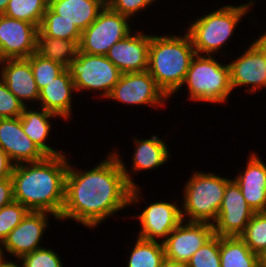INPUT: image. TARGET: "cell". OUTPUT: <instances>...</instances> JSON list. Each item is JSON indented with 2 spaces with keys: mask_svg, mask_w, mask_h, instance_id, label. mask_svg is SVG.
Segmentation results:
<instances>
[{
  "mask_svg": "<svg viewBox=\"0 0 266 267\" xmlns=\"http://www.w3.org/2000/svg\"><path fill=\"white\" fill-rule=\"evenodd\" d=\"M70 161L60 222L73 219L93 230L119 211L143 201L142 189L130 186L112 150L91 169H77Z\"/></svg>",
  "mask_w": 266,
  "mask_h": 267,
  "instance_id": "1",
  "label": "cell"
},
{
  "mask_svg": "<svg viewBox=\"0 0 266 267\" xmlns=\"http://www.w3.org/2000/svg\"><path fill=\"white\" fill-rule=\"evenodd\" d=\"M69 154L47 156L39 162L14 166L11 179L14 201L29 211H44L59 220L65 200Z\"/></svg>",
  "mask_w": 266,
  "mask_h": 267,
  "instance_id": "2",
  "label": "cell"
},
{
  "mask_svg": "<svg viewBox=\"0 0 266 267\" xmlns=\"http://www.w3.org/2000/svg\"><path fill=\"white\" fill-rule=\"evenodd\" d=\"M184 35H151L148 72L168 98L180 92L192 58L196 55L187 32ZM176 93V94H175Z\"/></svg>",
  "mask_w": 266,
  "mask_h": 267,
  "instance_id": "3",
  "label": "cell"
},
{
  "mask_svg": "<svg viewBox=\"0 0 266 267\" xmlns=\"http://www.w3.org/2000/svg\"><path fill=\"white\" fill-rule=\"evenodd\" d=\"M257 0H249L240 5H222L214 11H204L203 16H198L195 20L190 21L184 31L189 35L195 53L198 55L221 54L226 48L235 33V29L239 26L241 20L247 13H251L252 6H255ZM206 13V15H205ZM221 51V52H220Z\"/></svg>",
  "mask_w": 266,
  "mask_h": 267,
  "instance_id": "4",
  "label": "cell"
},
{
  "mask_svg": "<svg viewBox=\"0 0 266 267\" xmlns=\"http://www.w3.org/2000/svg\"><path fill=\"white\" fill-rule=\"evenodd\" d=\"M231 177L215 172L194 171L183 186L181 214L184 221L213 224Z\"/></svg>",
  "mask_w": 266,
  "mask_h": 267,
  "instance_id": "5",
  "label": "cell"
},
{
  "mask_svg": "<svg viewBox=\"0 0 266 267\" xmlns=\"http://www.w3.org/2000/svg\"><path fill=\"white\" fill-rule=\"evenodd\" d=\"M183 86L190 102L225 105L233 94L229 64L221 63L215 55L196 54L181 89Z\"/></svg>",
  "mask_w": 266,
  "mask_h": 267,
  "instance_id": "6",
  "label": "cell"
},
{
  "mask_svg": "<svg viewBox=\"0 0 266 267\" xmlns=\"http://www.w3.org/2000/svg\"><path fill=\"white\" fill-rule=\"evenodd\" d=\"M74 81L76 93L89 91L102 99H106L114 85L119 81L121 72L103 55H91L78 52L77 57L70 62L67 68Z\"/></svg>",
  "mask_w": 266,
  "mask_h": 267,
  "instance_id": "7",
  "label": "cell"
},
{
  "mask_svg": "<svg viewBox=\"0 0 266 267\" xmlns=\"http://www.w3.org/2000/svg\"><path fill=\"white\" fill-rule=\"evenodd\" d=\"M131 19L112 10L107 4L97 18L81 32L79 51L105 56L111 46L133 30Z\"/></svg>",
  "mask_w": 266,
  "mask_h": 267,
  "instance_id": "8",
  "label": "cell"
},
{
  "mask_svg": "<svg viewBox=\"0 0 266 267\" xmlns=\"http://www.w3.org/2000/svg\"><path fill=\"white\" fill-rule=\"evenodd\" d=\"M106 99L126 106L143 105L160 110L169 100L148 71L121 74Z\"/></svg>",
  "mask_w": 266,
  "mask_h": 267,
  "instance_id": "9",
  "label": "cell"
},
{
  "mask_svg": "<svg viewBox=\"0 0 266 267\" xmlns=\"http://www.w3.org/2000/svg\"><path fill=\"white\" fill-rule=\"evenodd\" d=\"M246 47V51L228 62L230 83L233 92L238 87H245V92L255 94L266 89V53L255 41Z\"/></svg>",
  "mask_w": 266,
  "mask_h": 267,
  "instance_id": "10",
  "label": "cell"
},
{
  "mask_svg": "<svg viewBox=\"0 0 266 267\" xmlns=\"http://www.w3.org/2000/svg\"><path fill=\"white\" fill-rule=\"evenodd\" d=\"M162 201L145 205L144 209L136 214L140 224L137 233L139 238L163 242L168 235L183 221L180 203ZM160 239V240H159Z\"/></svg>",
  "mask_w": 266,
  "mask_h": 267,
  "instance_id": "11",
  "label": "cell"
},
{
  "mask_svg": "<svg viewBox=\"0 0 266 267\" xmlns=\"http://www.w3.org/2000/svg\"><path fill=\"white\" fill-rule=\"evenodd\" d=\"M49 215L58 221L56 216L44 211H29L19 225H17L5 238L2 245L10 255L11 260L20 259L23 255L44 247V232L49 228Z\"/></svg>",
  "mask_w": 266,
  "mask_h": 267,
  "instance_id": "12",
  "label": "cell"
},
{
  "mask_svg": "<svg viewBox=\"0 0 266 267\" xmlns=\"http://www.w3.org/2000/svg\"><path fill=\"white\" fill-rule=\"evenodd\" d=\"M213 236V224L183 220L162 242L165 258L186 264Z\"/></svg>",
  "mask_w": 266,
  "mask_h": 267,
  "instance_id": "13",
  "label": "cell"
},
{
  "mask_svg": "<svg viewBox=\"0 0 266 267\" xmlns=\"http://www.w3.org/2000/svg\"><path fill=\"white\" fill-rule=\"evenodd\" d=\"M38 27L0 14V61L26 59L36 52Z\"/></svg>",
  "mask_w": 266,
  "mask_h": 267,
  "instance_id": "14",
  "label": "cell"
},
{
  "mask_svg": "<svg viewBox=\"0 0 266 267\" xmlns=\"http://www.w3.org/2000/svg\"><path fill=\"white\" fill-rule=\"evenodd\" d=\"M165 141L164 138L161 139L155 134H152L151 138L149 137L146 139H138V137H134V152L132 153L131 158V170L127 169L128 165L126 166L124 163V158L121 157L120 151L118 152L119 149L116 148L115 150V148H113L114 150L112 152L119 160L126 180L132 188L139 186L137 185V182L134 181L135 179L132 178L133 175L136 176L138 175V172H144L145 170L150 172V170L158 169L169 162L168 160L171 159V155Z\"/></svg>",
  "mask_w": 266,
  "mask_h": 267,
  "instance_id": "15",
  "label": "cell"
},
{
  "mask_svg": "<svg viewBox=\"0 0 266 267\" xmlns=\"http://www.w3.org/2000/svg\"><path fill=\"white\" fill-rule=\"evenodd\" d=\"M254 214L240 187L232 179L226 186L217 219L213 223L214 235L240 236Z\"/></svg>",
  "mask_w": 266,
  "mask_h": 267,
  "instance_id": "16",
  "label": "cell"
},
{
  "mask_svg": "<svg viewBox=\"0 0 266 267\" xmlns=\"http://www.w3.org/2000/svg\"><path fill=\"white\" fill-rule=\"evenodd\" d=\"M133 29L125 38L113 44L105 55L123 73L148 70L151 35Z\"/></svg>",
  "mask_w": 266,
  "mask_h": 267,
  "instance_id": "17",
  "label": "cell"
},
{
  "mask_svg": "<svg viewBox=\"0 0 266 267\" xmlns=\"http://www.w3.org/2000/svg\"><path fill=\"white\" fill-rule=\"evenodd\" d=\"M0 147L15 165L39 162L47 157L25 134L20 117L0 119Z\"/></svg>",
  "mask_w": 266,
  "mask_h": 267,
  "instance_id": "18",
  "label": "cell"
},
{
  "mask_svg": "<svg viewBox=\"0 0 266 267\" xmlns=\"http://www.w3.org/2000/svg\"><path fill=\"white\" fill-rule=\"evenodd\" d=\"M249 155L244 171L239 169L233 180L254 212H266V163L257 152Z\"/></svg>",
  "mask_w": 266,
  "mask_h": 267,
  "instance_id": "19",
  "label": "cell"
},
{
  "mask_svg": "<svg viewBox=\"0 0 266 267\" xmlns=\"http://www.w3.org/2000/svg\"><path fill=\"white\" fill-rule=\"evenodd\" d=\"M0 79L24 107L32 105L31 103L33 102L37 106L40 90L37 87L30 62L27 59L0 61Z\"/></svg>",
  "mask_w": 266,
  "mask_h": 267,
  "instance_id": "20",
  "label": "cell"
},
{
  "mask_svg": "<svg viewBox=\"0 0 266 267\" xmlns=\"http://www.w3.org/2000/svg\"><path fill=\"white\" fill-rule=\"evenodd\" d=\"M76 93L74 81L65 69L52 82L40 90L38 107L59 116L62 120L73 118V94ZM73 104V105H72Z\"/></svg>",
  "mask_w": 266,
  "mask_h": 267,
  "instance_id": "21",
  "label": "cell"
},
{
  "mask_svg": "<svg viewBox=\"0 0 266 267\" xmlns=\"http://www.w3.org/2000/svg\"><path fill=\"white\" fill-rule=\"evenodd\" d=\"M32 106L24 107L23 112L20 116L22 129L25 134L37 145V147L46 156H57L65 153L62 149L57 150L52 148V144L48 143V138H50L51 131L53 129V124L51 121L60 117L43 108L36 106L34 109ZM52 119V120H51Z\"/></svg>",
  "mask_w": 266,
  "mask_h": 267,
  "instance_id": "22",
  "label": "cell"
},
{
  "mask_svg": "<svg viewBox=\"0 0 266 267\" xmlns=\"http://www.w3.org/2000/svg\"><path fill=\"white\" fill-rule=\"evenodd\" d=\"M106 0H56L49 8L60 18L74 23L82 32L105 7Z\"/></svg>",
  "mask_w": 266,
  "mask_h": 267,
  "instance_id": "23",
  "label": "cell"
},
{
  "mask_svg": "<svg viewBox=\"0 0 266 267\" xmlns=\"http://www.w3.org/2000/svg\"><path fill=\"white\" fill-rule=\"evenodd\" d=\"M78 52L79 43L75 40L48 37L38 29L36 53L42 58L52 60L67 69Z\"/></svg>",
  "mask_w": 266,
  "mask_h": 267,
  "instance_id": "24",
  "label": "cell"
},
{
  "mask_svg": "<svg viewBox=\"0 0 266 267\" xmlns=\"http://www.w3.org/2000/svg\"><path fill=\"white\" fill-rule=\"evenodd\" d=\"M221 267H259L258 255L239 236H220Z\"/></svg>",
  "mask_w": 266,
  "mask_h": 267,
  "instance_id": "25",
  "label": "cell"
},
{
  "mask_svg": "<svg viewBox=\"0 0 266 267\" xmlns=\"http://www.w3.org/2000/svg\"><path fill=\"white\" fill-rule=\"evenodd\" d=\"M126 267H160L165 259L163 243L136 237Z\"/></svg>",
  "mask_w": 266,
  "mask_h": 267,
  "instance_id": "26",
  "label": "cell"
},
{
  "mask_svg": "<svg viewBox=\"0 0 266 267\" xmlns=\"http://www.w3.org/2000/svg\"><path fill=\"white\" fill-rule=\"evenodd\" d=\"M38 29L48 37L75 40L80 43L81 31L78 27L74 23L60 18V15L54 13L50 8H46Z\"/></svg>",
  "mask_w": 266,
  "mask_h": 267,
  "instance_id": "27",
  "label": "cell"
},
{
  "mask_svg": "<svg viewBox=\"0 0 266 267\" xmlns=\"http://www.w3.org/2000/svg\"><path fill=\"white\" fill-rule=\"evenodd\" d=\"M45 11L46 7L41 0H9L4 15L27 21L39 28Z\"/></svg>",
  "mask_w": 266,
  "mask_h": 267,
  "instance_id": "28",
  "label": "cell"
},
{
  "mask_svg": "<svg viewBox=\"0 0 266 267\" xmlns=\"http://www.w3.org/2000/svg\"><path fill=\"white\" fill-rule=\"evenodd\" d=\"M239 237L257 255L266 249V212H255Z\"/></svg>",
  "mask_w": 266,
  "mask_h": 267,
  "instance_id": "29",
  "label": "cell"
},
{
  "mask_svg": "<svg viewBox=\"0 0 266 267\" xmlns=\"http://www.w3.org/2000/svg\"><path fill=\"white\" fill-rule=\"evenodd\" d=\"M31 65L35 82L39 90L48 85L66 68L52 60L42 58L36 52L26 58Z\"/></svg>",
  "mask_w": 266,
  "mask_h": 267,
  "instance_id": "30",
  "label": "cell"
},
{
  "mask_svg": "<svg viewBox=\"0 0 266 267\" xmlns=\"http://www.w3.org/2000/svg\"><path fill=\"white\" fill-rule=\"evenodd\" d=\"M187 267H221L220 236L214 235L186 263Z\"/></svg>",
  "mask_w": 266,
  "mask_h": 267,
  "instance_id": "31",
  "label": "cell"
},
{
  "mask_svg": "<svg viewBox=\"0 0 266 267\" xmlns=\"http://www.w3.org/2000/svg\"><path fill=\"white\" fill-rule=\"evenodd\" d=\"M29 210L21 203L13 201L0 209V243L21 223Z\"/></svg>",
  "mask_w": 266,
  "mask_h": 267,
  "instance_id": "32",
  "label": "cell"
},
{
  "mask_svg": "<svg viewBox=\"0 0 266 267\" xmlns=\"http://www.w3.org/2000/svg\"><path fill=\"white\" fill-rule=\"evenodd\" d=\"M61 256L50 247H42L23 255L19 259L20 267H64Z\"/></svg>",
  "mask_w": 266,
  "mask_h": 267,
  "instance_id": "33",
  "label": "cell"
},
{
  "mask_svg": "<svg viewBox=\"0 0 266 267\" xmlns=\"http://www.w3.org/2000/svg\"><path fill=\"white\" fill-rule=\"evenodd\" d=\"M24 105L0 79V119L20 117Z\"/></svg>",
  "mask_w": 266,
  "mask_h": 267,
  "instance_id": "34",
  "label": "cell"
},
{
  "mask_svg": "<svg viewBox=\"0 0 266 267\" xmlns=\"http://www.w3.org/2000/svg\"><path fill=\"white\" fill-rule=\"evenodd\" d=\"M155 2L157 3L156 0H107L106 4L115 12L132 20L136 15L143 13L144 9L147 10L153 3L156 4Z\"/></svg>",
  "mask_w": 266,
  "mask_h": 267,
  "instance_id": "35",
  "label": "cell"
},
{
  "mask_svg": "<svg viewBox=\"0 0 266 267\" xmlns=\"http://www.w3.org/2000/svg\"><path fill=\"white\" fill-rule=\"evenodd\" d=\"M14 201L11 177L0 179V209Z\"/></svg>",
  "mask_w": 266,
  "mask_h": 267,
  "instance_id": "36",
  "label": "cell"
},
{
  "mask_svg": "<svg viewBox=\"0 0 266 267\" xmlns=\"http://www.w3.org/2000/svg\"><path fill=\"white\" fill-rule=\"evenodd\" d=\"M15 164L0 147V179L11 177Z\"/></svg>",
  "mask_w": 266,
  "mask_h": 267,
  "instance_id": "37",
  "label": "cell"
},
{
  "mask_svg": "<svg viewBox=\"0 0 266 267\" xmlns=\"http://www.w3.org/2000/svg\"><path fill=\"white\" fill-rule=\"evenodd\" d=\"M160 267H187L185 263L182 262H177V261H172L167 258H165Z\"/></svg>",
  "mask_w": 266,
  "mask_h": 267,
  "instance_id": "38",
  "label": "cell"
},
{
  "mask_svg": "<svg viewBox=\"0 0 266 267\" xmlns=\"http://www.w3.org/2000/svg\"><path fill=\"white\" fill-rule=\"evenodd\" d=\"M256 39V40H255ZM254 41L265 51L266 53V31L261 32L260 37L255 38Z\"/></svg>",
  "mask_w": 266,
  "mask_h": 267,
  "instance_id": "39",
  "label": "cell"
},
{
  "mask_svg": "<svg viewBox=\"0 0 266 267\" xmlns=\"http://www.w3.org/2000/svg\"><path fill=\"white\" fill-rule=\"evenodd\" d=\"M259 267H266V249L258 254Z\"/></svg>",
  "mask_w": 266,
  "mask_h": 267,
  "instance_id": "40",
  "label": "cell"
},
{
  "mask_svg": "<svg viewBox=\"0 0 266 267\" xmlns=\"http://www.w3.org/2000/svg\"><path fill=\"white\" fill-rule=\"evenodd\" d=\"M5 257H6L5 250L3 248L2 243H0V266H2L4 263H6L9 260V257L8 259H6Z\"/></svg>",
  "mask_w": 266,
  "mask_h": 267,
  "instance_id": "41",
  "label": "cell"
},
{
  "mask_svg": "<svg viewBox=\"0 0 266 267\" xmlns=\"http://www.w3.org/2000/svg\"><path fill=\"white\" fill-rule=\"evenodd\" d=\"M0 267H20V265L17 263V260H8Z\"/></svg>",
  "mask_w": 266,
  "mask_h": 267,
  "instance_id": "42",
  "label": "cell"
},
{
  "mask_svg": "<svg viewBox=\"0 0 266 267\" xmlns=\"http://www.w3.org/2000/svg\"><path fill=\"white\" fill-rule=\"evenodd\" d=\"M9 0H0V14H4L7 6H8Z\"/></svg>",
  "mask_w": 266,
  "mask_h": 267,
  "instance_id": "43",
  "label": "cell"
},
{
  "mask_svg": "<svg viewBox=\"0 0 266 267\" xmlns=\"http://www.w3.org/2000/svg\"><path fill=\"white\" fill-rule=\"evenodd\" d=\"M56 0H41L46 8H49Z\"/></svg>",
  "mask_w": 266,
  "mask_h": 267,
  "instance_id": "44",
  "label": "cell"
}]
</instances>
